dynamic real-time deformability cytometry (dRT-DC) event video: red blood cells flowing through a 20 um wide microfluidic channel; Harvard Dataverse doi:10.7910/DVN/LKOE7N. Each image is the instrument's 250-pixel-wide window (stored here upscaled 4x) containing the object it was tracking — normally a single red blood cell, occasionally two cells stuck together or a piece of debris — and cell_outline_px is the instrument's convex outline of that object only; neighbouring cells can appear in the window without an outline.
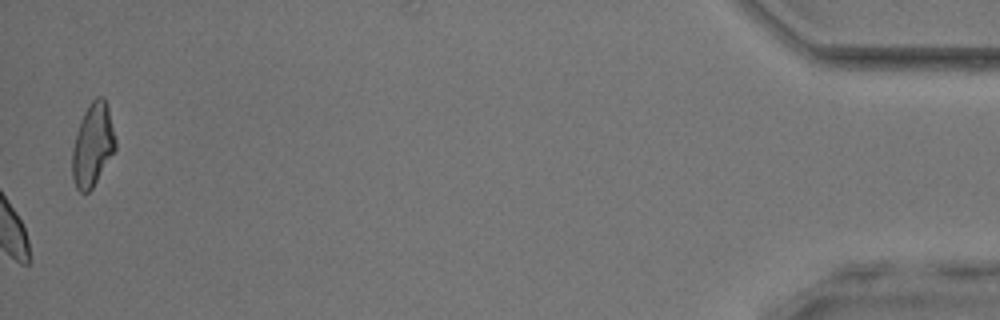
{"species": "common noctule bat (a hibernating species)", "species_latin": "Nyctalus noctula", "temperature_condition": "room temperature", "stored_images_in_passage": 42, "camera_frame_rate_fps": 3000, "um_per_image_px": 0.085, "animal": {"sex": "male", "body_mass_g": 17.9, "forearm_length_mm": 54.2}, "frame": {"image": 1, "passage_image": 42, "time_ms": 13.667, "image_size_px": [1000, 320], "cell_outline_px": [[116, 148], [92, 188], [88, 192], [80, 192], [76, 188], [72, 176], [72, 148], [76, 132], [80, 120], [84, 112], [92, 100], [96, 96], [104, 96], [108, 108], [116, 140]], "centroid_in_image_um": [7.87, 12.3], "position_along_channel_um": 427.3, "area_um2": 20.81}, "authors_computed_cell_mechanics": {"area_um2": 19.363, "velocity_mm_per_s": 3.9499, "shape_relaxation_time_tau1_ms": null, "shape_relaxation_time_tau2_ms": 1.3484, "deformation_change_tau1": null, "deformation_change_tau2": 0.0612}}